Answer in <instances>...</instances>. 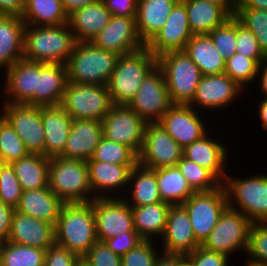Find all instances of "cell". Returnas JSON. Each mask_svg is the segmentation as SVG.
<instances>
[{
  "mask_svg": "<svg viewBox=\"0 0 267 266\" xmlns=\"http://www.w3.org/2000/svg\"><path fill=\"white\" fill-rule=\"evenodd\" d=\"M77 43L68 23L57 26L26 25L23 59L51 64H66Z\"/></svg>",
  "mask_w": 267,
  "mask_h": 266,
  "instance_id": "1",
  "label": "cell"
},
{
  "mask_svg": "<svg viewBox=\"0 0 267 266\" xmlns=\"http://www.w3.org/2000/svg\"><path fill=\"white\" fill-rule=\"evenodd\" d=\"M97 241L92 204L65 203L55 225V244L83 257Z\"/></svg>",
  "mask_w": 267,
  "mask_h": 266,
  "instance_id": "2",
  "label": "cell"
},
{
  "mask_svg": "<svg viewBox=\"0 0 267 266\" xmlns=\"http://www.w3.org/2000/svg\"><path fill=\"white\" fill-rule=\"evenodd\" d=\"M156 66L157 57L146 46L119 56L107 84L112 104L128 105Z\"/></svg>",
  "mask_w": 267,
  "mask_h": 266,
  "instance_id": "3",
  "label": "cell"
},
{
  "mask_svg": "<svg viewBox=\"0 0 267 266\" xmlns=\"http://www.w3.org/2000/svg\"><path fill=\"white\" fill-rule=\"evenodd\" d=\"M119 55L95 46L91 41H80L66 63L67 81L76 84L107 85Z\"/></svg>",
  "mask_w": 267,
  "mask_h": 266,
  "instance_id": "4",
  "label": "cell"
},
{
  "mask_svg": "<svg viewBox=\"0 0 267 266\" xmlns=\"http://www.w3.org/2000/svg\"><path fill=\"white\" fill-rule=\"evenodd\" d=\"M48 176L50 190L64 203H89L95 199L87 161L52 157Z\"/></svg>",
  "mask_w": 267,
  "mask_h": 266,
  "instance_id": "5",
  "label": "cell"
},
{
  "mask_svg": "<svg viewBox=\"0 0 267 266\" xmlns=\"http://www.w3.org/2000/svg\"><path fill=\"white\" fill-rule=\"evenodd\" d=\"M157 66L163 71L171 103L188 105L203 76L196 63L181 50L160 55Z\"/></svg>",
  "mask_w": 267,
  "mask_h": 266,
  "instance_id": "6",
  "label": "cell"
},
{
  "mask_svg": "<svg viewBox=\"0 0 267 266\" xmlns=\"http://www.w3.org/2000/svg\"><path fill=\"white\" fill-rule=\"evenodd\" d=\"M223 185L227 193L228 206L230 208L235 210L239 209L238 211L252 223H267L266 174H256L247 178L245 177V179H238L227 174Z\"/></svg>",
  "mask_w": 267,
  "mask_h": 266,
  "instance_id": "7",
  "label": "cell"
},
{
  "mask_svg": "<svg viewBox=\"0 0 267 266\" xmlns=\"http://www.w3.org/2000/svg\"><path fill=\"white\" fill-rule=\"evenodd\" d=\"M60 105L74 120L102 121L113 106L107 85L67 81Z\"/></svg>",
  "mask_w": 267,
  "mask_h": 266,
  "instance_id": "8",
  "label": "cell"
},
{
  "mask_svg": "<svg viewBox=\"0 0 267 266\" xmlns=\"http://www.w3.org/2000/svg\"><path fill=\"white\" fill-rule=\"evenodd\" d=\"M252 224L240 211L227 206L201 246L228 257L237 251L238 253L239 251L247 253Z\"/></svg>",
  "mask_w": 267,
  "mask_h": 266,
  "instance_id": "9",
  "label": "cell"
},
{
  "mask_svg": "<svg viewBox=\"0 0 267 266\" xmlns=\"http://www.w3.org/2000/svg\"><path fill=\"white\" fill-rule=\"evenodd\" d=\"M182 206L188 212L196 240L202 244L228 206L224 185L209 192H195Z\"/></svg>",
  "mask_w": 267,
  "mask_h": 266,
  "instance_id": "10",
  "label": "cell"
},
{
  "mask_svg": "<svg viewBox=\"0 0 267 266\" xmlns=\"http://www.w3.org/2000/svg\"><path fill=\"white\" fill-rule=\"evenodd\" d=\"M183 157V148L156 123H147L143 145L138 154V164L157 170L174 167Z\"/></svg>",
  "mask_w": 267,
  "mask_h": 266,
  "instance_id": "11",
  "label": "cell"
},
{
  "mask_svg": "<svg viewBox=\"0 0 267 266\" xmlns=\"http://www.w3.org/2000/svg\"><path fill=\"white\" fill-rule=\"evenodd\" d=\"M173 104L163 71L156 66L142 82L128 106L146 123H156Z\"/></svg>",
  "mask_w": 267,
  "mask_h": 266,
  "instance_id": "12",
  "label": "cell"
},
{
  "mask_svg": "<svg viewBox=\"0 0 267 266\" xmlns=\"http://www.w3.org/2000/svg\"><path fill=\"white\" fill-rule=\"evenodd\" d=\"M146 124L128 105H113L102 120V133L105 138L130 147L138 155Z\"/></svg>",
  "mask_w": 267,
  "mask_h": 266,
  "instance_id": "13",
  "label": "cell"
},
{
  "mask_svg": "<svg viewBox=\"0 0 267 266\" xmlns=\"http://www.w3.org/2000/svg\"><path fill=\"white\" fill-rule=\"evenodd\" d=\"M93 206L98 241H105L126 232H136L131 207L123 197L95 198Z\"/></svg>",
  "mask_w": 267,
  "mask_h": 266,
  "instance_id": "14",
  "label": "cell"
},
{
  "mask_svg": "<svg viewBox=\"0 0 267 266\" xmlns=\"http://www.w3.org/2000/svg\"><path fill=\"white\" fill-rule=\"evenodd\" d=\"M0 114L11 124L30 153L45 156V134L40 106L2 103Z\"/></svg>",
  "mask_w": 267,
  "mask_h": 266,
  "instance_id": "15",
  "label": "cell"
},
{
  "mask_svg": "<svg viewBox=\"0 0 267 266\" xmlns=\"http://www.w3.org/2000/svg\"><path fill=\"white\" fill-rule=\"evenodd\" d=\"M243 90L226 73L203 75L194 98L188 105L194 109L201 107V111L203 109L219 111L220 108H226L238 100L239 95H243Z\"/></svg>",
  "mask_w": 267,
  "mask_h": 266,
  "instance_id": "16",
  "label": "cell"
},
{
  "mask_svg": "<svg viewBox=\"0 0 267 266\" xmlns=\"http://www.w3.org/2000/svg\"><path fill=\"white\" fill-rule=\"evenodd\" d=\"M157 123L183 149L208 132L199 111L190 105L173 104Z\"/></svg>",
  "mask_w": 267,
  "mask_h": 266,
  "instance_id": "17",
  "label": "cell"
},
{
  "mask_svg": "<svg viewBox=\"0 0 267 266\" xmlns=\"http://www.w3.org/2000/svg\"><path fill=\"white\" fill-rule=\"evenodd\" d=\"M91 42L119 56L145 46L137 32L136 17L112 16L109 23L92 38Z\"/></svg>",
  "mask_w": 267,
  "mask_h": 266,
  "instance_id": "18",
  "label": "cell"
},
{
  "mask_svg": "<svg viewBox=\"0 0 267 266\" xmlns=\"http://www.w3.org/2000/svg\"><path fill=\"white\" fill-rule=\"evenodd\" d=\"M192 36L185 4L179 0L164 27L145 46L159 57L167 52L184 50Z\"/></svg>",
  "mask_w": 267,
  "mask_h": 266,
  "instance_id": "19",
  "label": "cell"
},
{
  "mask_svg": "<svg viewBox=\"0 0 267 266\" xmlns=\"http://www.w3.org/2000/svg\"><path fill=\"white\" fill-rule=\"evenodd\" d=\"M3 72H5L6 78L5 87L3 86L5 99L2 103L35 106V90H37V74L40 72V62L21 59Z\"/></svg>",
  "mask_w": 267,
  "mask_h": 266,
  "instance_id": "20",
  "label": "cell"
},
{
  "mask_svg": "<svg viewBox=\"0 0 267 266\" xmlns=\"http://www.w3.org/2000/svg\"><path fill=\"white\" fill-rule=\"evenodd\" d=\"M162 252L187 255L201 244L196 240L188 212L182 205H171L167 216Z\"/></svg>",
  "mask_w": 267,
  "mask_h": 266,
  "instance_id": "21",
  "label": "cell"
},
{
  "mask_svg": "<svg viewBox=\"0 0 267 266\" xmlns=\"http://www.w3.org/2000/svg\"><path fill=\"white\" fill-rule=\"evenodd\" d=\"M87 164L89 183L95 198L122 197V190L125 196V186L128 188L129 175L136 164H111L95 160H88ZM116 189L121 191L117 192Z\"/></svg>",
  "mask_w": 267,
  "mask_h": 266,
  "instance_id": "22",
  "label": "cell"
},
{
  "mask_svg": "<svg viewBox=\"0 0 267 266\" xmlns=\"http://www.w3.org/2000/svg\"><path fill=\"white\" fill-rule=\"evenodd\" d=\"M7 241L46 250L55 244V226L15 210Z\"/></svg>",
  "mask_w": 267,
  "mask_h": 266,
  "instance_id": "23",
  "label": "cell"
},
{
  "mask_svg": "<svg viewBox=\"0 0 267 266\" xmlns=\"http://www.w3.org/2000/svg\"><path fill=\"white\" fill-rule=\"evenodd\" d=\"M210 138L209 132L183 149V156L209 170L222 184L225 181L227 166V147L225 143Z\"/></svg>",
  "mask_w": 267,
  "mask_h": 266,
  "instance_id": "24",
  "label": "cell"
},
{
  "mask_svg": "<svg viewBox=\"0 0 267 266\" xmlns=\"http://www.w3.org/2000/svg\"><path fill=\"white\" fill-rule=\"evenodd\" d=\"M45 134V157H59L65 149L73 118L59 105L40 106Z\"/></svg>",
  "mask_w": 267,
  "mask_h": 266,
  "instance_id": "25",
  "label": "cell"
},
{
  "mask_svg": "<svg viewBox=\"0 0 267 266\" xmlns=\"http://www.w3.org/2000/svg\"><path fill=\"white\" fill-rule=\"evenodd\" d=\"M102 121L92 119L73 120L64 152L66 159L88 161L102 138Z\"/></svg>",
  "mask_w": 267,
  "mask_h": 266,
  "instance_id": "26",
  "label": "cell"
},
{
  "mask_svg": "<svg viewBox=\"0 0 267 266\" xmlns=\"http://www.w3.org/2000/svg\"><path fill=\"white\" fill-rule=\"evenodd\" d=\"M111 13L102 0L74 11L68 16V25L75 40L91 41L110 21Z\"/></svg>",
  "mask_w": 267,
  "mask_h": 266,
  "instance_id": "27",
  "label": "cell"
},
{
  "mask_svg": "<svg viewBox=\"0 0 267 266\" xmlns=\"http://www.w3.org/2000/svg\"><path fill=\"white\" fill-rule=\"evenodd\" d=\"M179 0H139L137 1V32L146 45L160 31Z\"/></svg>",
  "mask_w": 267,
  "mask_h": 266,
  "instance_id": "28",
  "label": "cell"
},
{
  "mask_svg": "<svg viewBox=\"0 0 267 266\" xmlns=\"http://www.w3.org/2000/svg\"><path fill=\"white\" fill-rule=\"evenodd\" d=\"M64 204L47 186L40 189L23 191L19 205L15 210L55 226Z\"/></svg>",
  "mask_w": 267,
  "mask_h": 266,
  "instance_id": "29",
  "label": "cell"
},
{
  "mask_svg": "<svg viewBox=\"0 0 267 266\" xmlns=\"http://www.w3.org/2000/svg\"><path fill=\"white\" fill-rule=\"evenodd\" d=\"M67 83L66 64L40 63L35 106L59 105Z\"/></svg>",
  "mask_w": 267,
  "mask_h": 266,
  "instance_id": "30",
  "label": "cell"
},
{
  "mask_svg": "<svg viewBox=\"0 0 267 266\" xmlns=\"http://www.w3.org/2000/svg\"><path fill=\"white\" fill-rule=\"evenodd\" d=\"M25 26L20 16L0 15V69L23 59Z\"/></svg>",
  "mask_w": 267,
  "mask_h": 266,
  "instance_id": "31",
  "label": "cell"
},
{
  "mask_svg": "<svg viewBox=\"0 0 267 266\" xmlns=\"http://www.w3.org/2000/svg\"><path fill=\"white\" fill-rule=\"evenodd\" d=\"M127 192L129 197H123L130 207H140L144 205L162 202L156 180L155 170L136 164L130 172ZM131 183V186H130ZM130 193V194H129ZM130 199V200H129Z\"/></svg>",
  "mask_w": 267,
  "mask_h": 266,
  "instance_id": "32",
  "label": "cell"
},
{
  "mask_svg": "<svg viewBox=\"0 0 267 266\" xmlns=\"http://www.w3.org/2000/svg\"><path fill=\"white\" fill-rule=\"evenodd\" d=\"M186 7L193 35L209 34L231 16L219 5L206 0H181Z\"/></svg>",
  "mask_w": 267,
  "mask_h": 266,
  "instance_id": "33",
  "label": "cell"
},
{
  "mask_svg": "<svg viewBox=\"0 0 267 266\" xmlns=\"http://www.w3.org/2000/svg\"><path fill=\"white\" fill-rule=\"evenodd\" d=\"M167 202H157L140 207H131L134 229L143 240L162 238L167 223L169 207ZM154 237V238H153Z\"/></svg>",
  "mask_w": 267,
  "mask_h": 266,
  "instance_id": "34",
  "label": "cell"
},
{
  "mask_svg": "<svg viewBox=\"0 0 267 266\" xmlns=\"http://www.w3.org/2000/svg\"><path fill=\"white\" fill-rule=\"evenodd\" d=\"M184 51L196 63L202 75L224 73L226 60L220 55L208 34L193 35Z\"/></svg>",
  "mask_w": 267,
  "mask_h": 266,
  "instance_id": "35",
  "label": "cell"
},
{
  "mask_svg": "<svg viewBox=\"0 0 267 266\" xmlns=\"http://www.w3.org/2000/svg\"><path fill=\"white\" fill-rule=\"evenodd\" d=\"M50 158L38 153H29L12 164L23 191L48 186Z\"/></svg>",
  "mask_w": 267,
  "mask_h": 266,
  "instance_id": "36",
  "label": "cell"
},
{
  "mask_svg": "<svg viewBox=\"0 0 267 266\" xmlns=\"http://www.w3.org/2000/svg\"><path fill=\"white\" fill-rule=\"evenodd\" d=\"M155 173L163 202L182 205L195 193L177 166L160 168Z\"/></svg>",
  "mask_w": 267,
  "mask_h": 266,
  "instance_id": "37",
  "label": "cell"
},
{
  "mask_svg": "<svg viewBox=\"0 0 267 266\" xmlns=\"http://www.w3.org/2000/svg\"><path fill=\"white\" fill-rule=\"evenodd\" d=\"M25 25L57 26L68 23L61 0H25Z\"/></svg>",
  "mask_w": 267,
  "mask_h": 266,
  "instance_id": "38",
  "label": "cell"
},
{
  "mask_svg": "<svg viewBox=\"0 0 267 266\" xmlns=\"http://www.w3.org/2000/svg\"><path fill=\"white\" fill-rule=\"evenodd\" d=\"M45 250L4 241L1 266H44Z\"/></svg>",
  "mask_w": 267,
  "mask_h": 266,
  "instance_id": "39",
  "label": "cell"
},
{
  "mask_svg": "<svg viewBox=\"0 0 267 266\" xmlns=\"http://www.w3.org/2000/svg\"><path fill=\"white\" fill-rule=\"evenodd\" d=\"M176 166L195 192L213 191L222 185V183L209 170L188 160L184 156Z\"/></svg>",
  "mask_w": 267,
  "mask_h": 266,
  "instance_id": "40",
  "label": "cell"
},
{
  "mask_svg": "<svg viewBox=\"0 0 267 266\" xmlns=\"http://www.w3.org/2000/svg\"><path fill=\"white\" fill-rule=\"evenodd\" d=\"M89 160L111 164H137L138 155L130 147L102 136Z\"/></svg>",
  "mask_w": 267,
  "mask_h": 266,
  "instance_id": "41",
  "label": "cell"
},
{
  "mask_svg": "<svg viewBox=\"0 0 267 266\" xmlns=\"http://www.w3.org/2000/svg\"><path fill=\"white\" fill-rule=\"evenodd\" d=\"M30 152L11 124L0 114V156L2 163H13Z\"/></svg>",
  "mask_w": 267,
  "mask_h": 266,
  "instance_id": "42",
  "label": "cell"
},
{
  "mask_svg": "<svg viewBox=\"0 0 267 266\" xmlns=\"http://www.w3.org/2000/svg\"><path fill=\"white\" fill-rule=\"evenodd\" d=\"M259 64L252 58L235 53L225 61V71L240 87H247L257 79Z\"/></svg>",
  "mask_w": 267,
  "mask_h": 266,
  "instance_id": "43",
  "label": "cell"
},
{
  "mask_svg": "<svg viewBox=\"0 0 267 266\" xmlns=\"http://www.w3.org/2000/svg\"><path fill=\"white\" fill-rule=\"evenodd\" d=\"M258 40L259 47L267 57V10L238 8L234 15Z\"/></svg>",
  "mask_w": 267,
  "mask_h": 266,
  "instance_id": "44",
  "label": "cell"
},
{
  "mask_svg": "<svg viewBox=\"0 0 267 266\" xmlns=\"http://www.w3.org/2000/svg\"><path fill=\"white\" fill-rule=\"evenodd\" d=\"M220 55L227 60L236 52L237 18L233 15L208 34Z\"/></svg>",
  "mask_w": 267,
  "mask_h": 266,
  "instance_id": "45",
  "label": "cell"
},
{
  "mask_svg": "<svg viewBox=\"0 0 267 266\" xmlns=\"http://www.w3.org/2000/svg\"><path fill=\"white\" fill-rule=\"evenodd\" d=\"M23 189L15 175L12 164H0V200L16 209L19 205Z\"/></svg>",
  "mask_w": 267,
  "mask_h": 266,
  "instance_id": "46",
  "label": "cell"
},
{
  "mask_svg": "<svg viewBox=\"0 0 267 266\" xmlns=\"http://www.w3.org/2000/svg\"><path fill=\"white\" fill-rule=\"evenodd\" d=\"M247 255L250 258L246 262L255 266H267V223L252 224Z\"/></svg>",
  "mask_w": 267,
  "mask_h": 266,
  "instance_id": "47",
  "label": "cell"
},
{
  "mask_svg": "<svg viewBox=\"0 0 267 266\" xmlns=\"http://www.w3.org/2000/svg\"><path fill=\"white\" fill-rule=\"evenodd\" d=\"M154 243L151 240H143L121 257V266H155L161 253L155 250L158 248Z\"/></svg>",
  "mask_w": 267,
  "mask_h": 266,
  "instance_id": "48",
  "label": "cell"
},
{
  "mask_svg": "<svg viewBox=\"0 0 267 266\" xmlns=\"http://www.w3.org/2000/svg\"><path fill=\"white\" fill-rule=\"evenodd\" d=\"M236 53L254 59L259 65L267 61L259 47L258 40L251 30L247 29L237 19Z\"/></svg>",
  "mask_w": 267,
  "mask_h": 266,
  "instance_id": "49",
  "label": "cell"
},
{
  "mask_svg": "<svg viewBox=\"0 0 267 266\" xmlns=\"http://www.w3.org/2000/svg\"><path fill=\"white\" fill-rule=\"evenodd\" d=\"M83 258L90 266H121V257L101 241H97Z\"/></svg>",
  "mask_w": 267,
  "mask_h": 266,
  "instance_id": "50",
  "label": "cell"
},
{
  "mask_svg": "<svg viewBox=\"0 0 267 266\" xmlns=\"http://www.w3.org/2000/svg\"><path fill=\"white\" fill-rule=\"evenodd\" d=\"M185 257L193 266H231L227 255L218 252L209 251L202 246L197 247L193 252L188 253Z\"/></svg>",
  "mask_w": 267,
  "mask_h": 266,
  "instance_id": "51",
  "label": "cell"
},
{
  "mask_svg": "<svg viewBox=\"0 0 267 266\" xmlns=\"http://www.w3.org/2000/svg\"><path fill=\"white\" fill-rule=\"evenodd\" d=\"M81 257L56 244L45 250L44 266H75Z\"/></svg>",
  "mask_w": 267,
  "mask_h": 266,
  "instance_id": "52",
  "label": "cell"
},
{
  "mask_svg": "<svg viewBox=\"0 0 267 266\" xmlns=\"http://www.w3.org/2000/svg\"><path fill=\"white\" fill-rule=\"evenodd\" d=\"M142 241L143 239L137 232H126L116 237H111L103 242L111 251L122 257Z\"/></svg>",
  "mask_w": 267,
  "mask_h": 266,
  "instance_id": "53",
  "label": "cell"
},
{
  "mask_svg": "<svg viewBox=\"0 0 267 266\" xmlns=\"http://www.w3.org/2000/svg\"><path fill=\"white\" fill-rule=\"evenodd\" d=\"M112 16L136 17L137 0H102Z\"/></svg>",
  "mask_w": 267,
  "mask_h": 266,
  "instance_id": "54",
  "label": "cell"
},
{
  "mask_svg": "<svg viewBox=\"0 0 267 266\" xmlns=\"http://www.w3.org/2000/svg\"><path fill=\"white\" fill-rule=\"evenodd\" d=\"M15 209L0 200V239L7 241L9 238L12 216Z\"/></svg>",
  "mask_w": 267,
  "mask_h": 266,
  "instance_id": "55",
  "label": "cell"
},
{
  "mask_svg": "<svg viewBox=\"0 0 267 266\" xmlns=\"http://www.w3.org/2000/svg\"><path fill=\"white\" fill-rule=\"evenodd\" d=\"M25 9V0H0V15L20 16Z\"/></svg>",
  "mask_w": 267,
  "mask_h": 266,
  "instance_id": "56",
  "label": "cell"
},
{
  "mask_svg": "<svg viewBox=\"0 0 267 266\" xmlns=\"http://www.w3.org/2000/svg\"><path fill=\"white\" fill-rule=\"evenodd\" d=\"M182 254H166L161 252L157 257L155 266H180V263L185 259Z\"/></svg>",
  "mask_w": 267,
  "mask_h": 266,
  "instance_id": "57",
  "label": "cell"
},
{
  "mask_svg": "<svg viewBox=\"0 0 267 266\" xmlns=\"http://www.w3.org/2000/svg\"><path fill=\"white\" fill-rule=\"evenodd\" d=\"M97 0H61L64 11L69 16L74 11L96 2Z\"/></svg>",
  "mask_w": 267,
  "mask_h": 266,
  "instance_id": "58",
  "label": "cell"
},
{
  "mask_svg": "<svg viewBox=\"0 0 267 266\" xmlns=\"http://www.w3.org/2000/svg\"><path fill=\"white\" fill-rule=\"evenodd\" d=\"M260 79H259V78ZM264 98H267V61L259 66L257 79Z\"/></svg>",
  "mask_w": 267,
  "mask_h": 266,
  "instance_id": "59",
  "label": "cell"
},
{
  "mask_svg": "<svg viewBox=\"0 0 267 266\" xmlns=\"http://www.w3.org/2000/svg\"><path fill=\"white\" fill-rule=\"evenodd\" d=\"M256 108L257 111L259 110L258 116L260 117L262 128L267 131V98L261 99Z\"/></svg>",
  "mask_w": 267,
  "mask_h": 266,
  "instance_id": "60",
  "label": "cell"
},
{
  "mask_svg": "<svg viewBox=\"0 0 267 266\" xmlns=\"http://www.w3.org/2000/svg\"><path fill=\"white\" fill-rule=\"evenodd\" d=\"M209 3L221 6L230 16L235 15V9L231 5V0H206Z\"/></svg>",
  "mask_w": 267,
  "mask_h": 266,
  "instance_id": "61",
  "label": "cell"
},
{
  "mask_svg": "<svg viewBox=\"0 0 267 266\" xmlns=\"http://www.w3.org/2000/svg\"><path fill=\"white\" fill-rule=\"evenodd\" d=\"M239 8H255L267 10V0H248V2Z\"/></svg>",
  "mask_w": 267,
  "mask_h": 266,
  "instance_id": "62",
  "label": "cell"
},
{
  "mask_svg": "<svg viewBox=\"0 0 267 266\" xmlns=\"http://www.w3.org/2000/svg\"><path fill=\"white\" fill-rule=\"evenodd\" d=\"M248 0H231L232 7L237 10L240 6L245 5Z\"/></svg>",
  "mask_w": 267,
  "mask_h": 266,
  "instance_id": "63",
  "label": "cell"
},
{
  "mask_svg": "<svg viewBox=\"0 0 267 266\" xmlns=\"http://www.w3.org/2000/svg\"><path fill=\"white\" fill-rule=\"evenodd\" d=\"M75 266H90L83 257H81L77 263L75 264Z\"/></svg>",
  "mask_w": 267,
  "mask_h": 266,
  "instance_id": "64",
  "label": "cell"
},
{
  "mask_svg": "<svg viewBox=\"0 0 267 266\" xmlns=\"http://www.w3.org/2000/svg\"><path fill=\"white\" fill-rule=\"evenodd\" d=\"M180 266H193V264L187 259L185 258L181 263Z\"/></svg>",
  "mask_w": 267,
  "mask_h": 266,
  "instance_id": "65",
  "label": "cell"
},
{
  "mask_svg": "<svg viewBox=\"0 0 267 266\" xmlns=\"http://www.w3.org/2000/svg\"><path fill=\"white\" fill-rule=\"evenodd\" d=\"M4 241L0 239V266H1V251L3 247Z\"/></svg>",
  "mask_w": 267,
  "mask_h": 266,
  "instance_id": "66",
  "label": "cell"
},
{
  "mask_svg": "<svg viewBox=\"0 0 267 266\" xmlns=\"http://www.w3.org/2000/svg\"><path fill=\"white\" fill-rule=\"evenodd\" d=\"M244 266H255V265H252V264L246 262V264Z\"/></svg>",
  "mask_w": 267,
  "mask_h": 266,
  "instance_id": "67",
  "label": "cell"
}]
</instances>
